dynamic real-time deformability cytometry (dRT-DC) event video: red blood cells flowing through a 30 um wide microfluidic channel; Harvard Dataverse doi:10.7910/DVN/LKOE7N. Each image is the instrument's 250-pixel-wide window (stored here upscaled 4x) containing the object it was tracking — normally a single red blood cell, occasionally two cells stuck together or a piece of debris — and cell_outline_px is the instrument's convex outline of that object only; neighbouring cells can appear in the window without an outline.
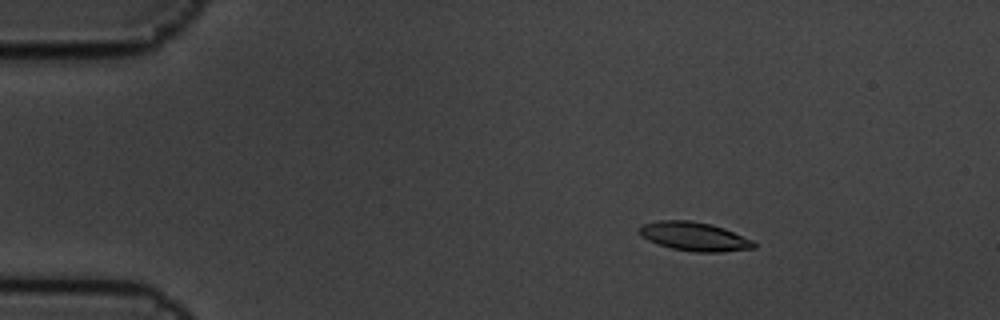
{"species": "common noctule bat (a hibernating species)", "species_latin": "Nyctalus noctula", "temperature_condition": "cold", "stored_images_in_passage": 9, "camera_frame_rate_fps": 3000, "um_per_image_px": 0.085, "animal": {"sex": "male", "body_mass_g": 19.5, "forearm_length_mm": 54.6}, "frame": {"image": 1, "passage_image": 3, "time_ms": 0.667, "image_size_px": [1000, 320], "cell_outline_px": [[756, 248], [720, 252], [696, 252], [672, 248], [648, 240], [640, 236], [636, 232], [636, 228], [640, 224], [656, 220], [692, 220], [712, 224], [724, 228], [752, 240], [756, 244]], "centroid_in_image_um": [58.95, 20.08], "position_along_channel_um": 26.1, "area_um2": 19.48}}
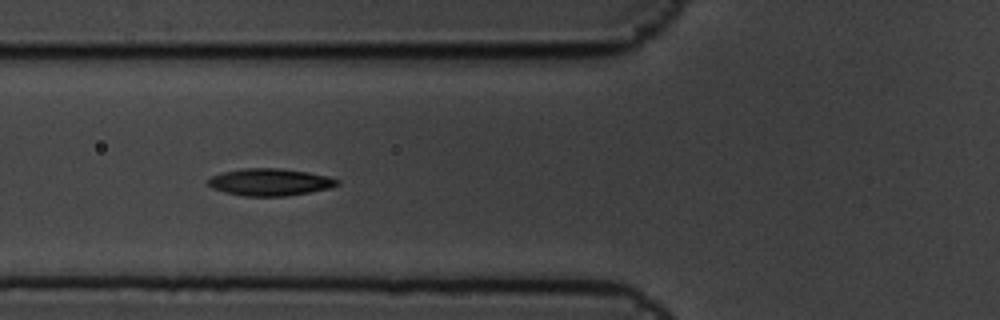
{"frame": {"image": 2, "passage_image": 7, "time_ms": 2.0, "image_size_px": [1000, 320], "cell_outline_px": [[340, 184], [332, 188], [284, 196], [244, 196], [224, 192], [212, 188], [208, 184], [208, 180], [212, 176], [224, 172], [244, 168], [280, 168], [308, 172], [328, 176], [340, 180]], "centroid_in_image_um": [22.98, 15.48], "position_along_channel_um": 102.8, "area_um2": 20.4}}
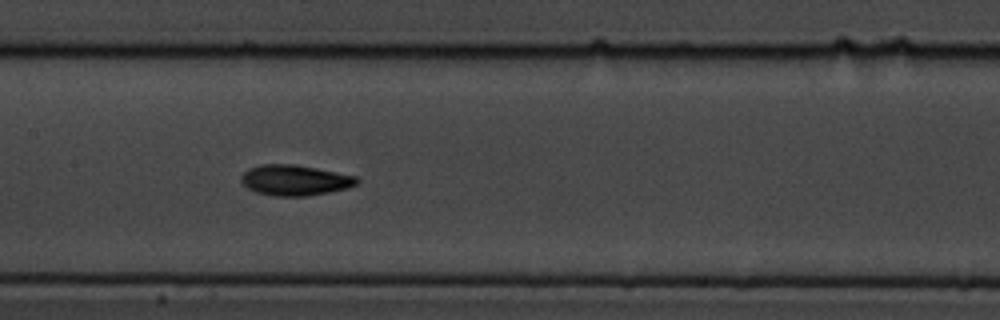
{"frame": {"image": 3, "passage_image": 9, "time_ms": 2.667, "image_size_px": [1000, 320], "cell_outline_px": [[360, 180], [356, 184], [348, 188], [308, 196], [272, 196], [256, 192], [248, 188], [240, 180], [240, 176], [248, 168], [260, 164], [296, 164], [356, 176]], "centroid_in_image_um": [25.04, 15.31], "position_along_channel_um": 182.4, "area_um2": 20.69}}